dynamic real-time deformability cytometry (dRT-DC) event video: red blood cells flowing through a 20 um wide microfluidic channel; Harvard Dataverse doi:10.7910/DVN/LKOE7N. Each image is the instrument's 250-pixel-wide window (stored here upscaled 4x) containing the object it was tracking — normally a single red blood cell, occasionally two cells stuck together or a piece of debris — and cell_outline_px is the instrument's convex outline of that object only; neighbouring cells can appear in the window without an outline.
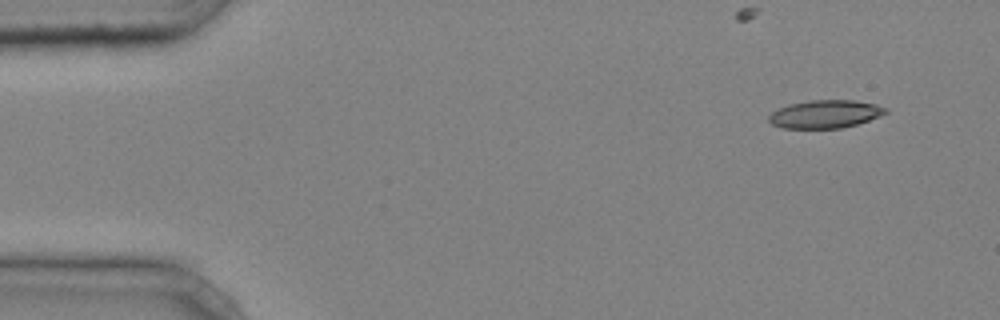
{"species": "common noctule bat (a hibernating species)", "species_latin": "Nyctalus noctula", "temperature_condition": "cold", "stored_images_in_passage": 40, "camera_frame_rate_fps": 3000, "um_per_image_px": 0.085, "animal": {"sex": "male", "body_mass_g": 20.4}, "frame": {"image": 1, "passage_image": 1, "time_ms": 0.0, "image_size_px": [1000, 320], "cell_outline_px": [[888, 112], [880, 116], [856, 124], [840, 128], [780, 128], [772, 124], [768, 120], [768, 116], [772, 112], [788, 104], [812, 100], [852, 100], [876, 104], [888, 108]], "centroid_in_image_um": [70.14, 9.69], "position_along_channel_um": 14.9, "area_um2": 19.02}}
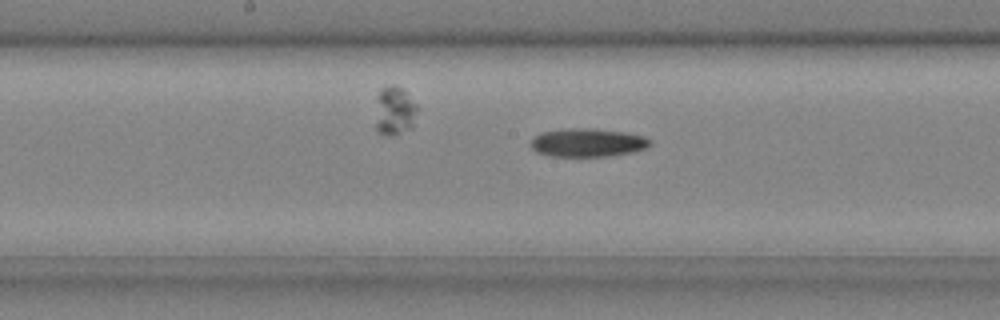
{"frame": {"image": 2, "passage_image": 21, "time_ms": 6.667, "image_size_px": [1000, 320], "cell_outline_px": [[652, 144], [648, 148], [632, 152], [608, 156], [548, 156], [536, 152], [528, 144], [540, 132], [568, 128], [588, 128], [624, 132], [644, 136], [652, 140]], "centroid_in_image_um": [49.95, 12.12], "position_along_channel_um": 198.3, "area_um2": 19.88}}
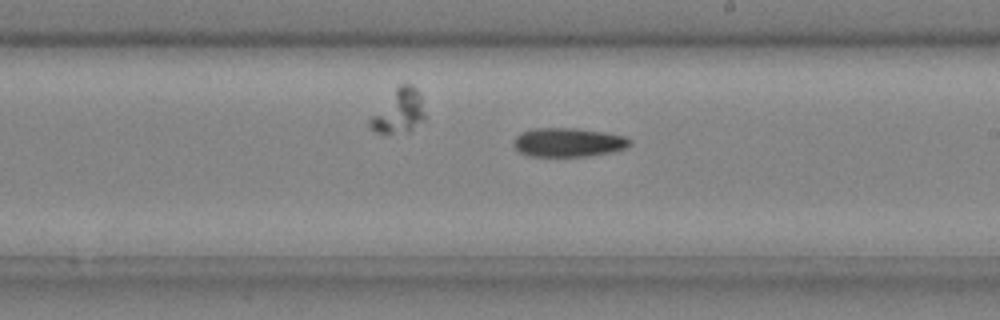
{"frame": {"image": 3, "passage_image": 24, "time_ms": 7.667, "image_size_px": [1000, 320], "cell_outline_px": [[632, 144], [628, 148], [612, 152], [588, 156], [528, 156], [520, 152], [512, 144], [512, 140], [520, 132], [532, 128], [576, 128], [604, 132], [624, 136], [632, 140]], "centroid_in_image_um": [48.3, 12.1], "position_along_channel_um": 240.7, "area_um2": 19.88}, "authors_computed_cell_mechanics": {"area_um2": 19.4208, "velocity_mm_per_s": 4.2614, "shape_relaxation_time_tau1_ms": 5.5844, "shape_relaxation_time_tau2_ms": null, "deformation_change_tau1": 0.1396, "deformation_change_tau2": null}}